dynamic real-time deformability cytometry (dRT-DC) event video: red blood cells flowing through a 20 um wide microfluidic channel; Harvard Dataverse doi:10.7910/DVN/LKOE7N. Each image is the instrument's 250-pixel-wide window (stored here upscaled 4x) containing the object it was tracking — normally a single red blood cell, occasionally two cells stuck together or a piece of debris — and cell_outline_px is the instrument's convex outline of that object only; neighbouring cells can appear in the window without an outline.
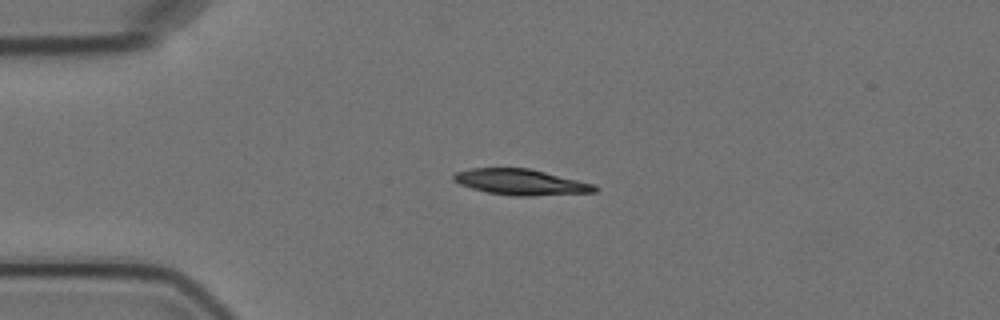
{"species": "Egyptian fruit bat (a non-hibernating species)", "species_latin": "Rousettus aegyptiacus", "temperature_condition": "cold", "stored_images_in_passage": 6, "camera_frame_rate_fps": 3000, "um_per_image_px": 0.085, "animal": {"sex": "female"}, "frame": {"image": 1, "passage_image": 4, "time_ms": 3.333, "image_size_px": [1000, 320], "cell_outline_px": [[600, 188], [596, 192], [532, 196], [512, 196], [488, 192], [472, 188], [460, 184], [452, 180], [452, 176], [456, 172], [472, 168], [528, 168], [596, 184]], "centroid_in_image_um": [44.3, 15.48], "position_along_channel_um": 40.7, "area_um2": 21.27}}
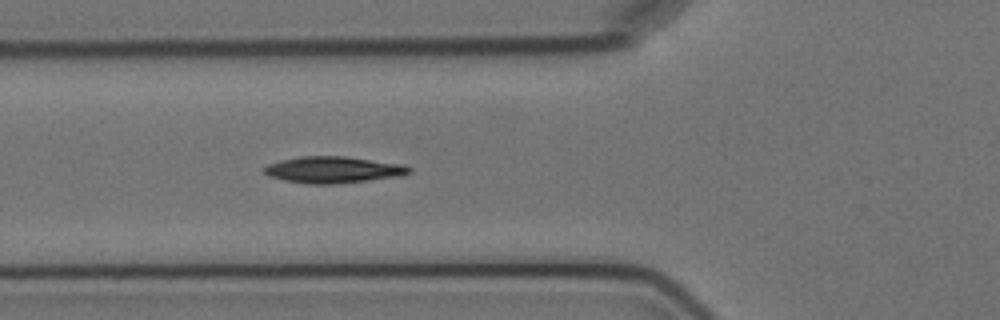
{"frame": {"image": 2, "passage_image": 6, "time_ms": 5.667, "image_size_px": [1000, 320], "cell_outline_px": [[412, 172], [404, 176], [336, 184], [304, 184], [284, 180], [268, 176], [260, 168], [268, 164], [280, 160], [300, 156], [344, 156], [404, 164], [412, 168]], "centroid_in_image_um": [28.33, 14.43], "position_along_channel_um": 97.5, "area_um2": 22.83}}